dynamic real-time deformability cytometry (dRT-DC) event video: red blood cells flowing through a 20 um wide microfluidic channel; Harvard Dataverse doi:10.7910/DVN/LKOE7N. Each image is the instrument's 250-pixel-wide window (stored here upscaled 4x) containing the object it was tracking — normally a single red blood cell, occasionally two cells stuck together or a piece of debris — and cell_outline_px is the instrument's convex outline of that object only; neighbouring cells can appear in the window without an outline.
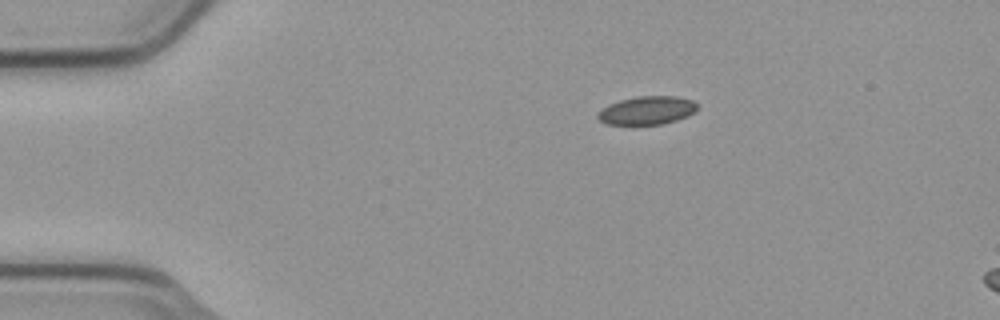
{"species": "common noctule bat (a hibernating species)", "species_latin": "Nyctalus noctula", "temperature_condition": "cold", "stored_images_in_passage": 8, "camera_frame_rate_fps": 3000, "um_per_image_px": 0.085, "animal": {"sex": "male", "body_mass_g": 23.1, "forearm_length_mm": 52.7}, "frame": {"image": 1, "passage_image": 1, "time_ms": 0.0, "image_size_px": [1000, 320], "cell_outline_px": [[696, 112], [688, 116], [676, 120], [660, 124], [608, 124], [600, 120], [596, 116], [600, 108], [608, 104], [620, 100], [636, 96], [676, 96], [692, 100], [696, 104]], "centroid_in_image_um": [54.98, 9.37], "position_along_channel_um": 30.0, "area_um2": 16.42}}